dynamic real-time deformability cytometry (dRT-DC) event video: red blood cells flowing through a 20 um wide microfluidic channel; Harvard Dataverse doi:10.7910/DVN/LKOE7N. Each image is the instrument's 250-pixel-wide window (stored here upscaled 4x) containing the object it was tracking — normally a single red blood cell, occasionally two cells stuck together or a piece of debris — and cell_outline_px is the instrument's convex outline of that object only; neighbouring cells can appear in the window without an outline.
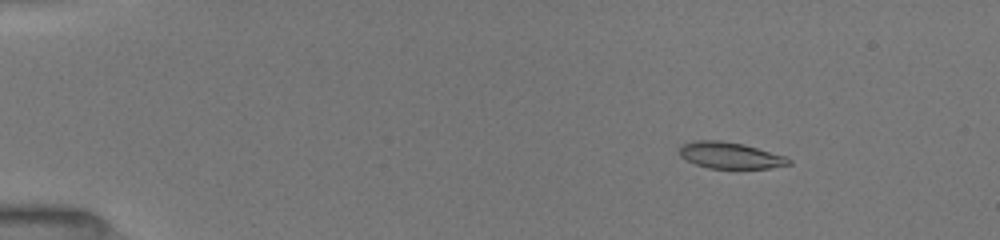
{"species": "common noctule bat (a hibernating species)", "species_latin": "Nyctalus noctula", "temperature_condition": "room temperature", "stored_images_in_passage": 31, "camera_frame_rate_fps": 3000, "um_per_image_px": 0.085, "animal": {"sex": "female", "body_mass_g": 19.5, "forearm_length_mm": 54.1}, "frame": {"image": 1, "passage_image": 8, "time_ms": 2.333, "image_size_px": [1000, 240], "cell_outline_px": [[792, 164], [768, 168], [708, 168], [696, 164], [680, 156], [680, 148], [684, 144], [696, 140], [720, 140], [744, 144], [784, 156], [792, 160]], "centroid_in_image_um": [62.08, 13.2], "position_along_channel_um": 22.9, "area_um2": 16.59}}
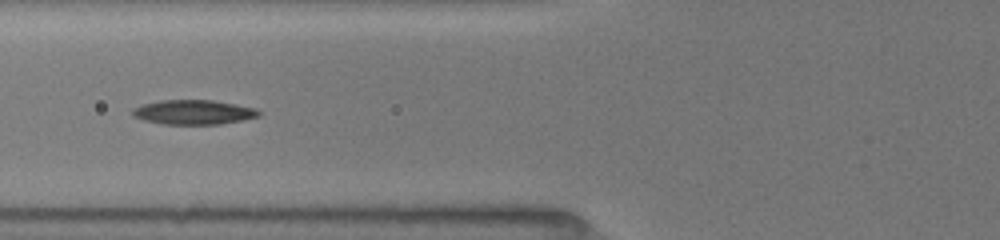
{"frame": {"image": 2, "passage_image": 23, "time_ms": 7.0, "image_size_px": [1000, 240], "cell_outline_px": [[260, 116], [220, 124], [160, 124], [144, 120], [132, 116], [132, 108], [144, 104], [160, 100], [212, 100], [236, 104], [256, 108], [260, 112]], "centroid_in_image_um": [16.43, 9.53], "position_along_channel_um": 109.4, "area_um2": 18.03}}
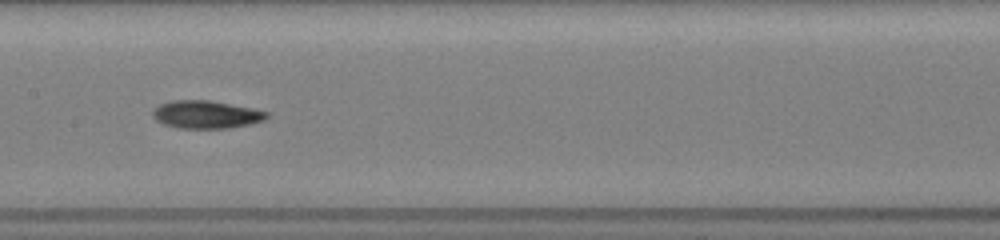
{"frame": {"image": 3, "passage_image": 30, "time_ms": 9.0, "image_size_px": [1000, 240], "cell_outline_px": [[268, 116], [264, 120], [252, 124], [228, 128], [180, 128], [164, 124], [156, 120], [152, 116], [152, 112], [160, 104], [172, 100], [208, 100], [252, 108], [268, 112]], "centroid_in_image_um": [17.53, 9.73], "position_along_channel_um": 189.9, "area_um2": 18.38}}